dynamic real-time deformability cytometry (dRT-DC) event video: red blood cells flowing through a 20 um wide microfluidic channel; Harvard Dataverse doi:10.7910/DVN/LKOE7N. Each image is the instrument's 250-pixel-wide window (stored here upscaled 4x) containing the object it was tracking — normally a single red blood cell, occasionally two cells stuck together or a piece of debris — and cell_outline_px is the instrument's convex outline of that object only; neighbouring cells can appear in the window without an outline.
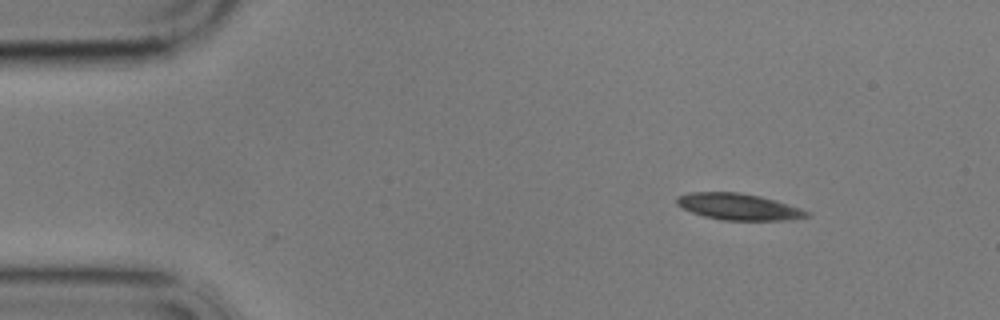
{"species": "common noctule bat (a hibernating species)", "species_latin": "Nyctalus noctula", "temperature_condition": "cold", "stored_images_in_passage": 51, "camera_frame_rate_fps": 3000, "um_per_image_px": 0.085, "animal": {"sex": "male", "body_mass_g": 17.9}, "frame": {"image": 1, "passage_image": 1, "time_ms": 0.0, "image_size_px": [1000, 320], "cell_outline_px": [[812, 216], [792, 220], [720, 220], [704, 216], [692, 212], [676, 204], [676, 196], [688, 192], [740, 192], [760, 196], [776, 200], [812, 212]], "centroid_in_image_um": [62.82, 17.57], "position_along_channel_um": 22.2, "area_um2": 20.29}}
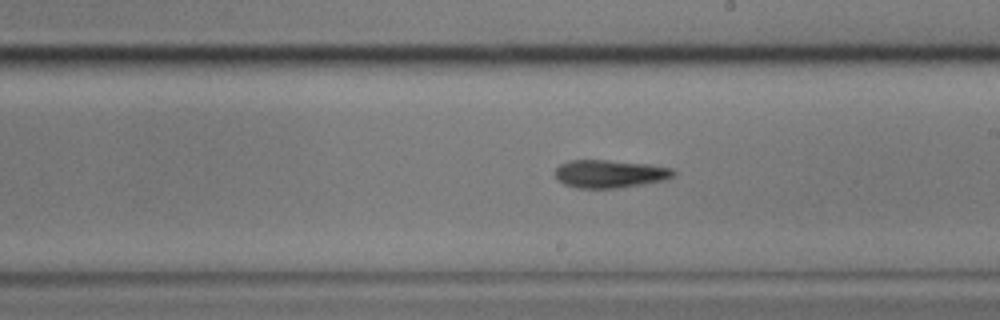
{"frame": {"image": 2, "passage_image": 26, "time_ms": 8.333, "image_size_px": [1000, 320], "cell_outline_px": [[676, 176], [664, 180], [616, 188], [576, 188], [564, 184], [556, 180], [556, 168], [560, 164], [568, 160], [608, 160], [648, 164], [672, 168], [676, 172]], "centroid_in_image_um": [51.82, 14.77], "position_along_channel_um": 237.2, "area_um2": 19.31}}
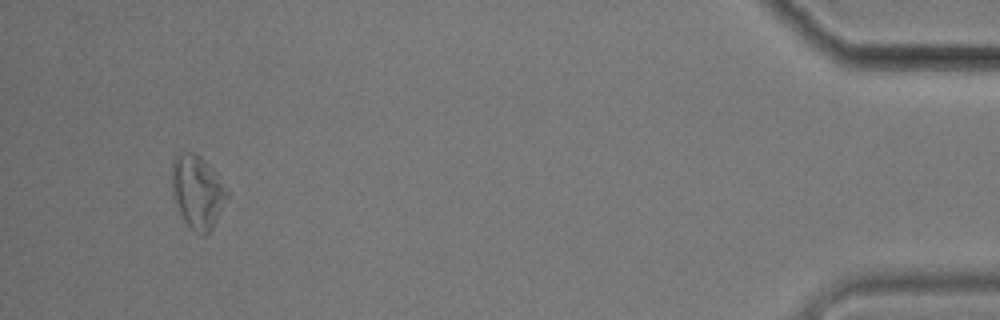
{"frame": {"image": 3, "passage_image": 48, "time_ms": 15.667, "image_size_px": [1000, 320], "cell_outline_px": [[228, 196], [212, 228], [204, 236], [200, 236], [184, 220], [180, 212], [172, 192], [172, 160], [180, 152], [192, 152], [200, 156], [216, 172], [228, 192]], "centroid_in_image_um": [16.78, 16.28], "position_along_channel_um": 418.4, "area_um2": 23.18}, "authors_computed_cell_mechanics": {"area_um2": 19.652, "velocity_mm_per_s": 3.4595, "shape_relaxation_time_tau1_ms": 10.6051, "shape_relaxation_time_tau2_ms": 6.127, "deformation_change_tau1": 0.2109, "deformation_change_tau2": 0.1719}}